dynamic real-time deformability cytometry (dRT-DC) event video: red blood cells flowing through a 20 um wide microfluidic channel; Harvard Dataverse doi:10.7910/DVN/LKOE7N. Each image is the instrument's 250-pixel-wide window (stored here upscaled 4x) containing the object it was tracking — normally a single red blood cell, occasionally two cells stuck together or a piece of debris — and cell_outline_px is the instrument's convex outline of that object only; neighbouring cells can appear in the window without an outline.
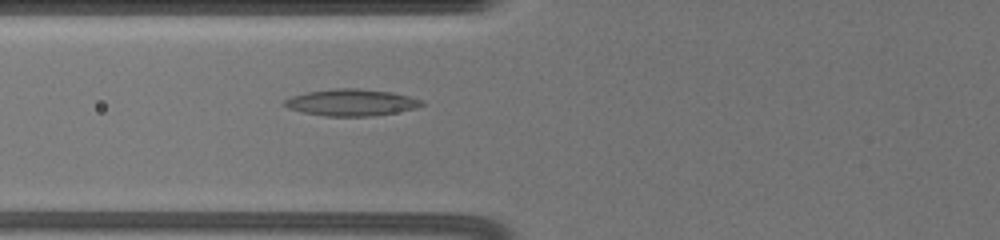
{"species": "common noctule bat (a hibernating species)", "species_latin": "Nyctalus noctula", "temperature_condition": "warm", "stored_images_in_passage": 33, "camera_frame_rate_fps": 3000, "um_per_image_px": 0.085, "animal": {"sex": "female", "body_mass_g": 19.5, "forearm_length_mm": 54.1}, "frame": {"image": 1, "passage_image": 3, "time_ms": 1.333, "image_size_px": [1000, 240], "cell_outline_px": [[424, 104], [416, 108], [396, 112], [372, 116], [324, 116], [300, 112], [288, 108], [284, 104], [284, 100], [292, 96], [308, 92], [336, 88], [356, 88], [392, 92], [408, 96], [420, 100]], "centroid_in_image_um": [29.83, 8.71], "position_along_channel_um": 96.0, "area_um2": 21.21}}
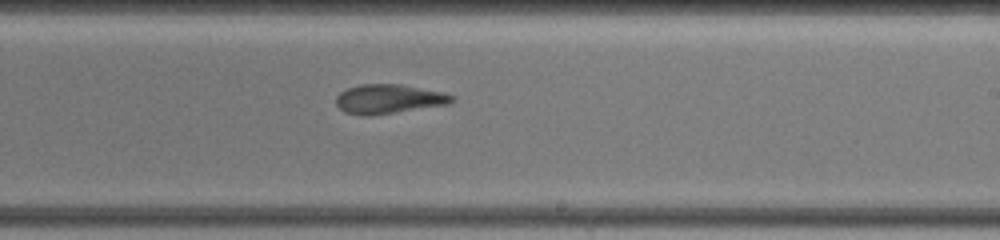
{"frame": {"image": 2, "passage_image": 12, "time_ms": 6.0, "image_size_px": [1000, 240], "cell_outline_px": [[456, 96], [448, 104], [396, 112], [368, 116], [364, 116], [344, 112], [336, 104], [336, 96], [340, 92], [348, 88], [360, 84], [400, 84], [444, 92]], "centroid_in_image_um": [33.03, 8.41], "position_along_channel_um": 256.0, "area_um2": 19.71}}
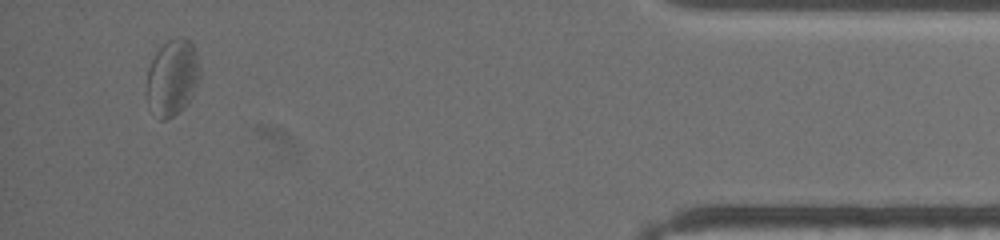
{"frame": {"image": 3, "passage_image": 28, "time_ms": 12.333, "image_size_px": [1000, 240], "cell_outline_px": [[200, 80], [188, 104], [168, 120], [160, 120], [148, 108], [144, 92], [148, 68], [156, 52], [168, 40], [188, 40], [192, 44], [196, 52], [200, 68]], "centroid_in_image_um": [14.61, 6.68], "position_along_channel_um": 420.6, "area_um2": 23.99}, "authors_computed_cell_mechanics": {"area_um2": 21.7328, "velocity_mm_per_s": 3.438, "shape_relaxation_time_tau1_ms": null, "shape_relaxation_time_tau2_ms": 3.456, "deformation_change_tau1": null, "deformation_change_tau2": 0.1111}}